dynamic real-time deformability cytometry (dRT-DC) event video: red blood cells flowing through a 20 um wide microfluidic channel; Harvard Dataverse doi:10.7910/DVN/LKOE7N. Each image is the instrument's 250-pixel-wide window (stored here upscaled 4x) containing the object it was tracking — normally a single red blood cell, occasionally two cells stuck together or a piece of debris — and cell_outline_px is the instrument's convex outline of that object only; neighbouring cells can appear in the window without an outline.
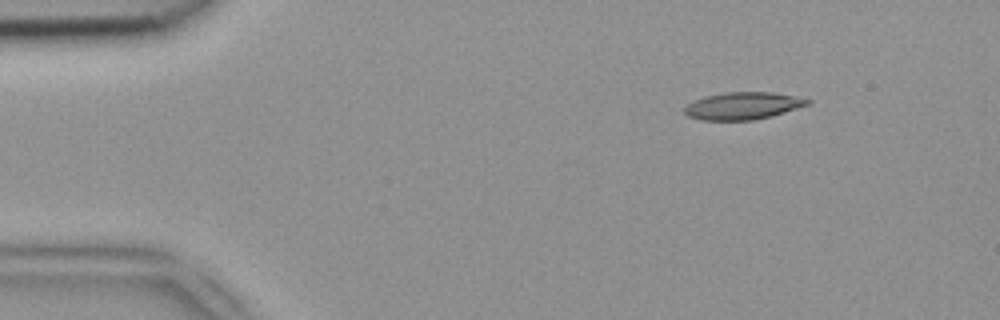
{"species": "common noctule bat (a hibernating species)", "species_latin": "Nyctalus noctula", "temperature_condition": "room temperature", "stored_images_in_passage": 26, "camera_frame_rate_fps": 3000, "um_per_image_px": 0.085, "animal": {"sex": "female", "body_mass_g": 18.4}, "frame": {"image": 1, "passage_image": 1, "time_ms": 0.0, "image_size_px": [1000, 320], "cell_outline_px": [[812, 100], [808, 104], [772, 116], [752, 120], [700, 120], [688, 116], [684, 112], [684, 108], [688, 104], [704, 96], [724, 92], [772, 92]], "centroid_in_image_um": [63.1, 8.99], "position_along_channel_um": 21.9, "area_um2": 19.36}}
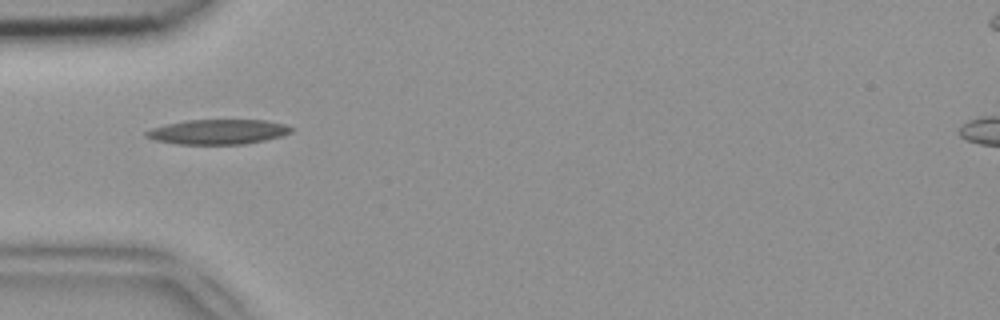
{"frame": {"image": 2, "passage_image": 10, "time_ms": 3.0, "image_size_px": [1000, 320], "cell_outline_px": [[292, 132], [280, 136], [264, 140], [244, 144], [176, 144], [156, 140], [144, 136], [144, 132], [152, 128], [184, 120], [264, 120], [284, 124], [292, 128]], "centroid_in_image_um": [18.5, 11.2], "position_along_channel_um": 66.5, "area_um2": 20.87}}